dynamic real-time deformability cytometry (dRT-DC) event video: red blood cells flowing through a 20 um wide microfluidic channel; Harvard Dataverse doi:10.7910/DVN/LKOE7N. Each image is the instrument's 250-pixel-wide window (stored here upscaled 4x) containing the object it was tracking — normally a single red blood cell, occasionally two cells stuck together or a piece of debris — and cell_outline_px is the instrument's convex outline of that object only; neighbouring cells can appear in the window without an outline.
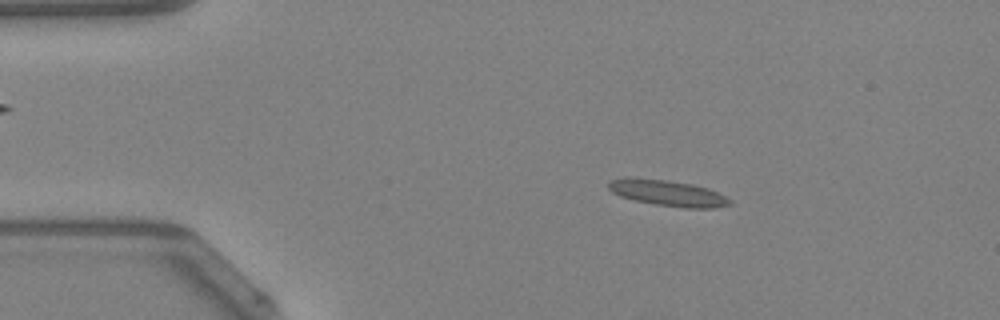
{"species": "Egyptian fruit bat (a non-hibernating species)", "species_latin": "Rousettus aegyptiacus", "temperature_condition": "warm", "stored_images_in_passage": 48, "camera_frame_rate_fps": 3000, "um_per_image_px": 0.085, "animal": {"sex": "female"}, "frame": {"image": 1, "passage_image": 8, "time_ms": 2.333, "image_size_px": [1000, 320], "cell_outline_px": [[732, 204], [712, 208], [688, 208], [656, 204], [636, 200], [620, 196], [612, 192], [608, 188], [608, 184], [612, 180], [624, 176], [628, 176], [668, 180], [692, 184], [708, 188], [732, 200]], "centroid_in_image_um": [56.73, 16.39], "position_along_channel_um": 28.3, "area_um2": 18.32}}
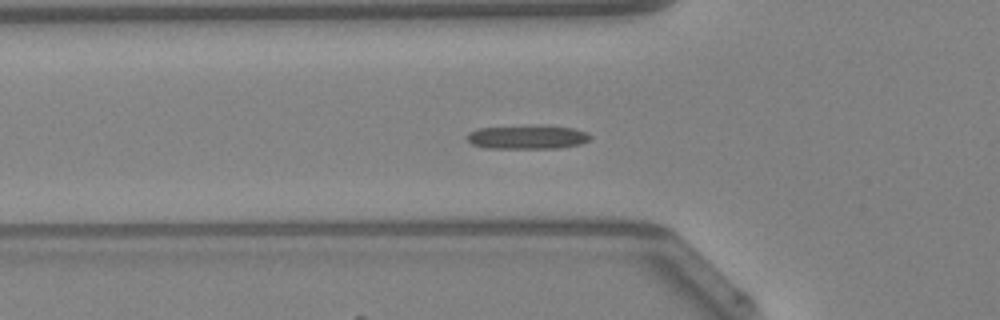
{"frame": {"image": 2, "passage_image": 16, "time_ms": 5.0, "image_size_px": [1000, 320], "cell_outline_px": [[592, 136], [588, 140], [580, 144], [560, 148], [484, 148], [472, 144], [468, 140], [468, 132], [476, 128], [572, 128], [588, 132]], "centroid_in_image_um": [44.81, 11.7], "position_along_channel_um": 81.0, "area_um2": 16.13}}
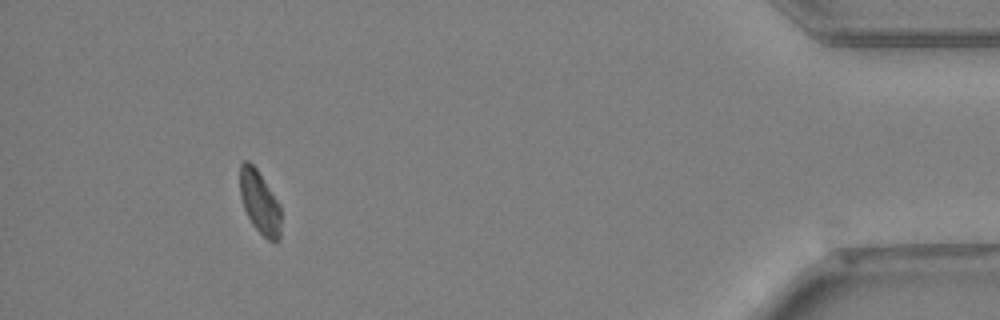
{"frame": {"image": 3, "passage_image": 44, "time_ms": 14.333, "image_size_px": [1000, 320], "cell_outline_px": [[280, 240], [276, 244], [268, 240], [252, 224], [244, 208], [240, 196], [240, 164], [244, 160], [248, 160], [256, 168], [280, 204]], "centroid_in_image_um": [22.08, 17.21], "position_along_channel_um": 413.1, "area_um2": 15.09}, "authors_computed_cell_mechanics": {"area_um2": 16.3285, "velocity_mm_per_s": 4.2228, "shape_relaxation_time_tau1_ms": null, "shape_relaxation_time_tau2_ms": 11.3244, "deformation_change_tau1": null, "deformation_change_tau2": 0.1971}}